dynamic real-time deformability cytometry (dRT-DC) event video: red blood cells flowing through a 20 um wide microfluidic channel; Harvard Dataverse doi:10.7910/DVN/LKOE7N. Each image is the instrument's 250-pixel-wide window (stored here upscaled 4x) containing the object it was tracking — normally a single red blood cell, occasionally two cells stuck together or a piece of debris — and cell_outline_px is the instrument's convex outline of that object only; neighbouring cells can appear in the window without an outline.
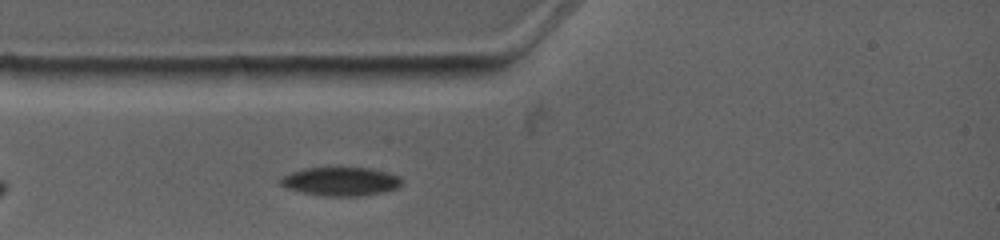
{"species": "common noctule bat (a hibernating species)", "species_latin": "Nyctalus noctula", "temperature_condition": "warm", "stored_images_in_passage": 3, "camera_frame_rate_fps": 4500, "um_per_image_px": 0.085, "animal": {"sex": "female", "body_mass_g": 19.0, "forearm_length_mm": 53.3}, "frame": {"image": 1, "passage_image": 3, "time_ms": 1.778, "image_size_px": [1000, 240], "cell_outline_px": [[404, 180], [396, 188], [384, 192], [360, 196], [320, 196], [288, 188], [280, 184], [280, 180], [284, 176], [292, 172], [304, 168], [368, 168], [384, 172], [396, 176]], "centroid_in_image_um": [28.95, 15.43], "position_along_channel_um": 56.0, "area_um2": 19.88}}